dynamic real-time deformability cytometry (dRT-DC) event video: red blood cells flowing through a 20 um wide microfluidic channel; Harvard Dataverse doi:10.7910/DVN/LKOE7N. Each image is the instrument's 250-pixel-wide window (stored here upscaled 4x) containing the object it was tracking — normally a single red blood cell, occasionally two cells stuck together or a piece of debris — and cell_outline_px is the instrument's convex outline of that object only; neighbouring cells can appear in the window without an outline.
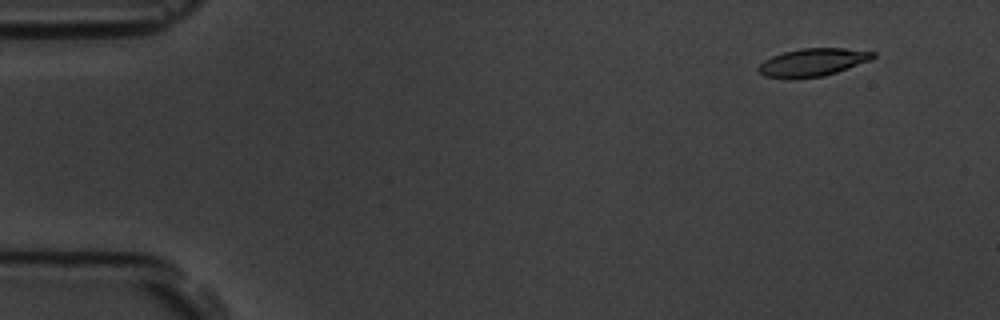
{"species": "common noctule bat (a hibernating species)", "species_latin": "Nyctalus noctula", "temperature_condition": "room temperature", "stored_images_in_passage": 6, "camera_frame_rate_fps": 3000, "um_per_image_px": 0.085, "animal": {"sex": "male", "body_mass_g": 19.5, "forearm_length_mm": 54.6}, "frame": {"image": 1, "passage_image": 2, "time_ms": 1.0, "image_size_px": [1000, 320], "cell_outline_px": [[876, 56], [872, 60], [824, 76], [796, 80], [788, 80], [764, 76], [756, 72], [756, 68], [764, 60], [772, 56], [784, 52], [800, 48], [844, 48], [876, 52]], "centroid_in_image_um": [69.03, 5.32], "position_along_channel_um": 16.0, "area_um2": 19.13}}